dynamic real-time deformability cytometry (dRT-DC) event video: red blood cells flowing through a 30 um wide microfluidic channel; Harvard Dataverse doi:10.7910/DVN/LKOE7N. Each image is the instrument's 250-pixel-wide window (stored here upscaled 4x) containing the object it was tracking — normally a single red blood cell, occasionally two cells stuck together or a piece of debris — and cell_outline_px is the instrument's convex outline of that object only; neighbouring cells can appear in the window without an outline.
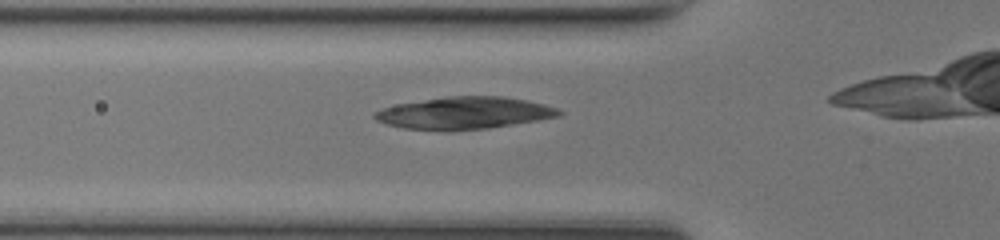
{"species": "common noctule bat (a hibernating species)", "species_latin": "Nyctalus noctula", "temperature_condition": "room temperature", "stored_images_in_passage": 11, "camera_frame_rate_fps": 3000, "um_per_image_px": 0.085, "animal": {"sex": "female", "body_mass_g": 17.0, "forearm_length_mm": 48.0}, "frame": {"image": 1, "passage_image": 4, "time_ms": 1.0, "image_size_px": [1000, 240], "cell_outline_px": [[564, 112], [560, 116], [488, 128], [404, 128], [388, 124], [376, 120], [372, 116], [372, 112], [396, 104], [448, 96], [504, 96], [544, 104], [556, 108]], "centroid_in_image_um": [39.48, 9.57], "position_along_channel_um": 86.3, "area_um2": 33.41}}
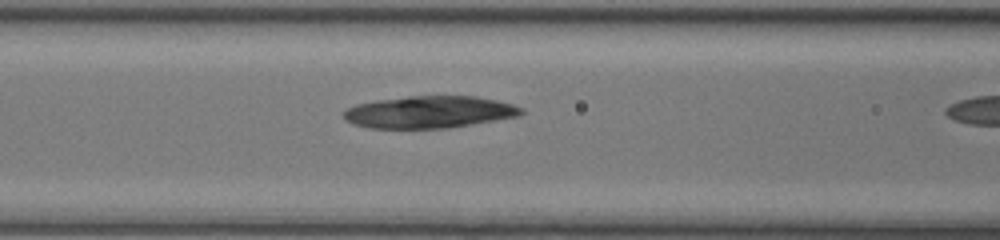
{"frame": {"image": 2, "passage_image": 7, "time_ms": 2.0, "image_size_px": [1000, 240], "cell_outline_px": [[524, 112], [520, 116], [448, 128], [368, 128], [352, 124], [344, 120], [344, 112], [348, 108], [356, 104], [376, 100], [408, 96], [476, 96], [496, 100], [512, 104], [524, 108]], "centroid_in_image_um": [36.5, 9.52], "position_along_channel_um": 130.1, "area_um2": 33.35}}
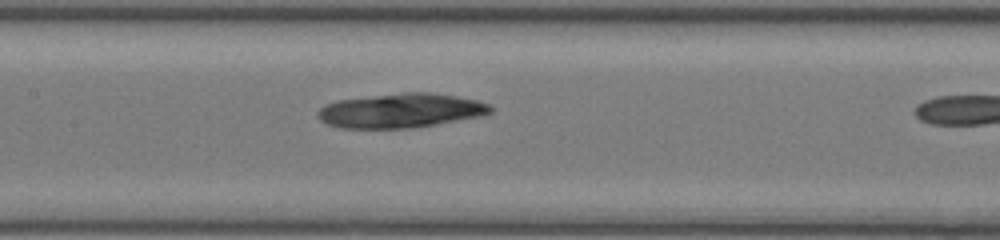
{"frame": {"image": 3, "passage_image": 10, "time_ms": 3.0, "image_size_px": [1000, 240], "cell_outline_px": [[492, 112], [480, 116], [408, 128], [340, 128], [328, 124], [320, 120], [316, 116], [316, 112], [320, 108], [328, 104], [340, 100], [404, 92], [432, 92], [456, 96], [476, 100], [488, 104], [492, 108]], "centroid_in_image_um": [34.04, 9.4], "position_along_channel_um": 173.4, "area_um2": 34.1}}